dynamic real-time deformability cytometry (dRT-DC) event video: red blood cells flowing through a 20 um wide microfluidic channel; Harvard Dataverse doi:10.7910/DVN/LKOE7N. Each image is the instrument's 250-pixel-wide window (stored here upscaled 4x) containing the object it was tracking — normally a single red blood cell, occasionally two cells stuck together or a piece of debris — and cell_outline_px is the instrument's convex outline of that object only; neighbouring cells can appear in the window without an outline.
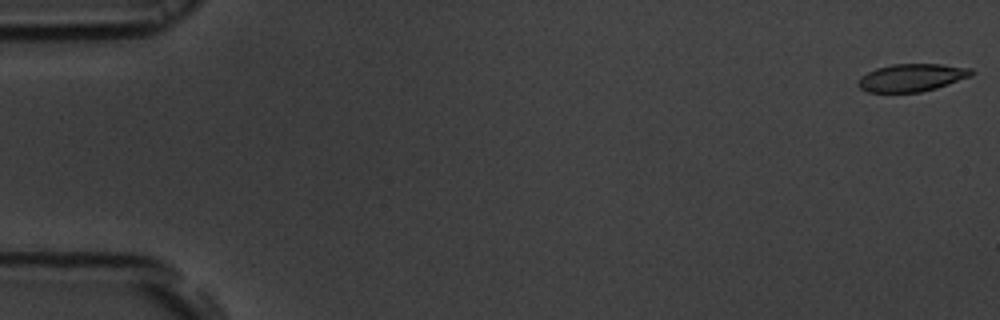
{"species": "common noctule bat (a hibernating species)", "species_latin": "Nyctalus noctula", "temperature_condition": "room temperature", "stored_images_in_passage": 54, "camera_frame_rate_fps": 3000, "um_per_image_px": 0.085, "animal": {"sex": "male", "body_mass_g": 19.5, "forearm_length_mm": 54.6}, "frame": {"image": 1, "passage_image": 1, "time_ms": 0.0, "image_size_px": [1000, 320], "cell_outline_px": [[976, 72], [972, 76], [936, 88], [920, 92], [868, 92], [860, 88], [856, 84], [856, 80], [860, 76], [876, 68], [892, 64], [940, 64], [972, 68]], "centroid_in_image_um": [77.49, 6.59], "position_along_channel_um": 7.5, "area_um2": 18.44}}
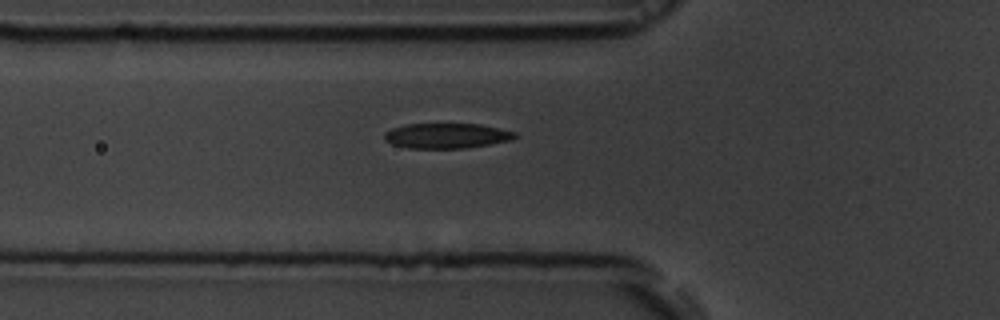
{"frame": {"image": 2, "passage_image": 19, "time_ms": 6.0, "image_size_px": [1000, 320], "cell_outline_px": [[520, 136], [512, 140], [464, 148], [408, 148], [392, 144], [384, 140], [384, 132], [392, 128], [404, 124], [480, 124], [500, 128], [516, 132]], "centroid_in_image_um": [37.97, 11.53], "position_along_channel_um": 87.8, "area_um2": 19.25}}
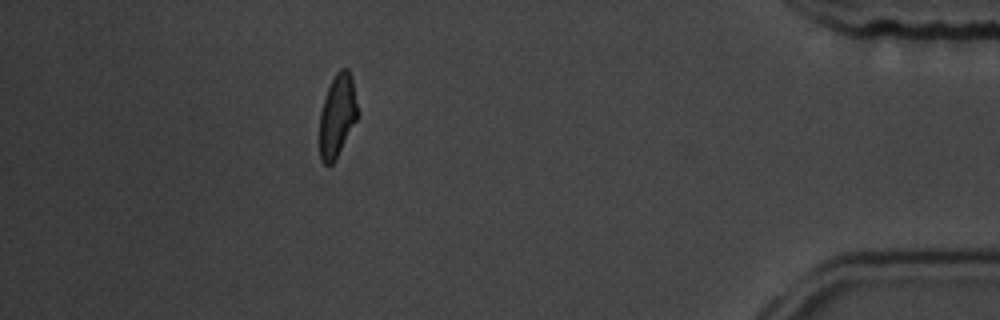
{"frame": {"image": 3, "passage_image": 48, "time_ms": 15.667, "image_size_px": [1000, 320], "cell_outline_px": [[360, 112], [356, 120], [332, 164], [324, 164], [320, 160], [320, 112], [328, 88], [336, 72], [340, 68], [348, 68], [352, 76]], "centroid_in_image_um": [28.69, 9.77], "position_along_channel_um": 406.5, "area_um2": 18.26}, "authors_computed_cell_mechanics": {"area_um2": 19.2185, "velocity_mm_per_s": 3.8114, "shape_relaxation_time_tau1_ms": 3.7587, "shape_relaxation_time_tau2_ms": 2.4323, "deformation_change_tau1": 0.1481, "deformation_change_tau2": 0.1074}}